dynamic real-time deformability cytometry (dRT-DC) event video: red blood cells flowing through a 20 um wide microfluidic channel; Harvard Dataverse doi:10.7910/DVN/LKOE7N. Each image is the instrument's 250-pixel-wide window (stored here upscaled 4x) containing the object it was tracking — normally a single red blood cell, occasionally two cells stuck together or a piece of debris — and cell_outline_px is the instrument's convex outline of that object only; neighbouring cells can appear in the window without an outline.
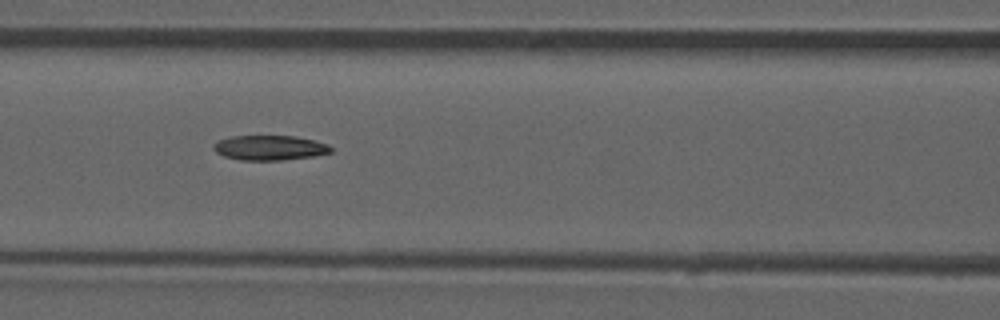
{"species": "common noctule bat (a hibernating species)", "species_latin": "Nyctalus noctula", "temperature_condition": "room temperature", "stored_images_in_passage": 51, "camera_frame_rate_fps": 3000, "um_per_image_px": 0.085, "animal": {"sex": "male", "forearm_length_mm": 52.5}, "frame": {"image": 1, "passage_image": 22, "time_ms": 7.0, "image_size_px": [1000, 320], "cell_outline_px": [[332, 152], [312, 156], [284, 160], [240, 160], [224, 156], [216, 152], [212, 148], [212, 144], [216, 140], [232, 136], [296, 136], [316, 140], [328, 144], [332, 148]], "centroid_in_image_um": [22.9, 12.55], "position_along_channel_um": 143.7, "area_um2": 17.17}}